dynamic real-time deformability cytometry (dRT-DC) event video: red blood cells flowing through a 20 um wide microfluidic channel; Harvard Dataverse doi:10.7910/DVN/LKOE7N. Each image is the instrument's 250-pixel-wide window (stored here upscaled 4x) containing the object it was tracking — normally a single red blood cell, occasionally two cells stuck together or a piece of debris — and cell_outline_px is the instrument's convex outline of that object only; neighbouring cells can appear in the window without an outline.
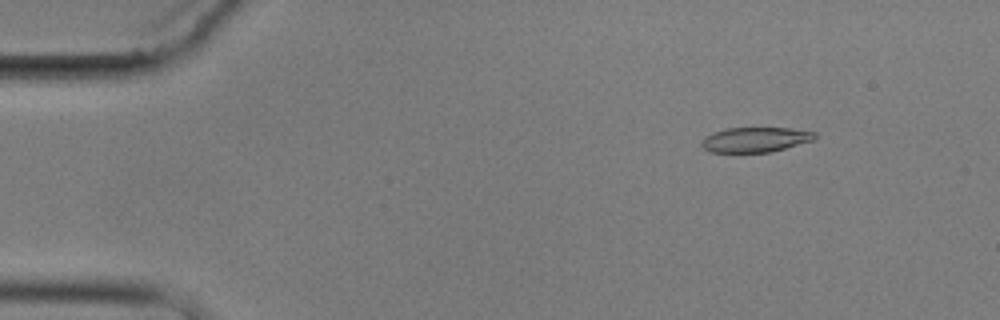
{"species": "common noctule bat (a hibernating species)", "species_latin": "Nyctalus noctula", "temperature_condition": "cold", "stored_images_in_passage": 10, "camera_frame_rate_fps": 3000, "um_per_image_px": 0.085, "animal": {"sex": "male", "body_mass_g": 17.9}, "frame": {"image": 1, "passage_image": 2, "time_ms": 1.0, "image_size_px": [1000, 320], "cell_outline_px": [[816, 136], [812, 140], [784, 148], [768, 152], [708, 152], [700, 144], [704, 136], [712, 132], [728, 128], [792, 128], [816, 132]], "centroid_in_image_um": [64.15, 11.86], "position_along_channel_um": 20.9, "area_um2": 16.36}}
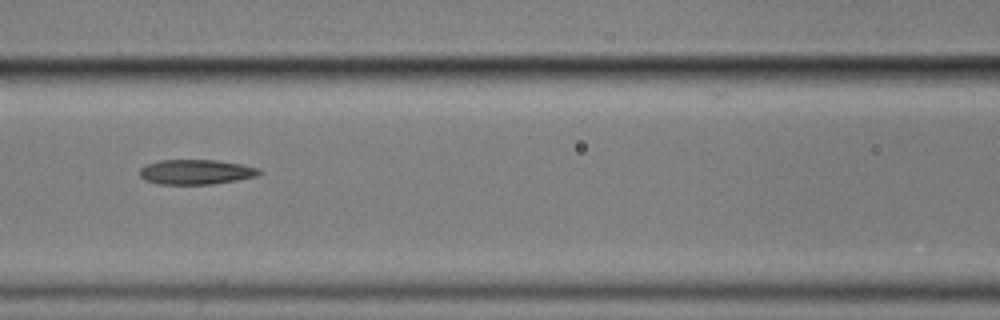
{"frame": {"image": 2, "passage_image": 7, "time_ms": 7.0, "image_size_px": [1000, 320], "cell_outline_px": [[264, 172], [256, 176], [236, 180], [212, 184], [160, 184], [144, 180], [140, 176], [140, 168], [148, 164], [160, 160], [216, 160], [240, 164], [260, 168]], "centroid_in_image_um": [16.68, 14.61], "position_along_channel_um": 149.9, "area_um2": 17.28}}
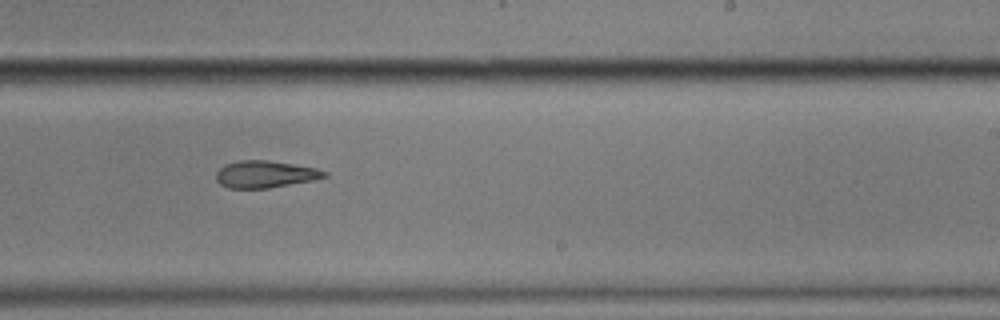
{"frame": {"image": 3, "passage_image": 10, "time_ms": 10.333, "image_size_px": [1000, 320], "cell_outline_px": [[328, 176], [312, 180], [268, 188], [228, 188], [220, 184], [216, 180], [216, 172], [224, 164], [240, 160], [268, 160], [316, 168], [328, 172]], "centroid_in_image_um": [22.51, 14.8], "position_along_channel_um": 266.5, "area_um2": 16.99}}